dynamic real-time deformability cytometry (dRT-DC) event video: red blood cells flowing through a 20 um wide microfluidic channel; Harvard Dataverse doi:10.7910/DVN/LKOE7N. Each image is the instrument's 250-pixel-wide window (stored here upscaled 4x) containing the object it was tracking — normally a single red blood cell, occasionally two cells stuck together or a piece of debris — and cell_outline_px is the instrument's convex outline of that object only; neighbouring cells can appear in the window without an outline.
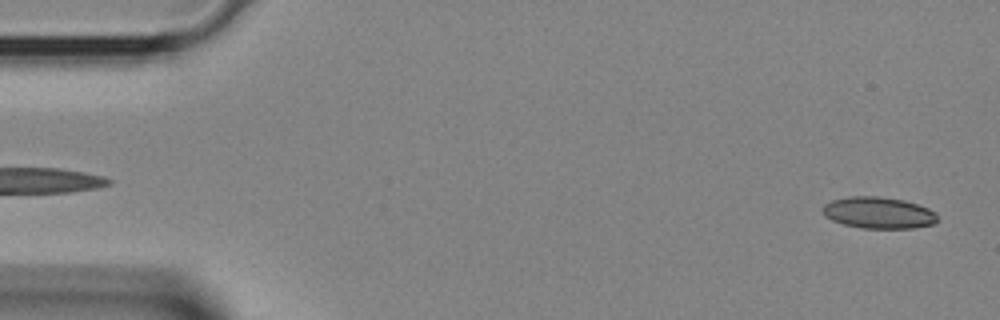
{"species": "Egyptian fruit bat (a non-hibernating species)", "species_latin": "Rousettus aegyptiacus", "temperature_condition": "room temperature", "stored_images_in_passage": 3, "camera_frame_rate_fps": 3000, "um_per_image_px": 0.085, "animal": {"sex": "female"}, "frame": {"image": 1, "passage_image": 1, "time_ms": 0.0, "image_size_px": [1000, 320], "cell_outline_px": [[936, 224], [912, 228], [860, 228], [844, 224], [832, 220], [824, 216], [824, 204], [832, 200], [848, 196], [880, 196], [904, 200], [928, 208], [936, 212]], "centroid_in_image_um": [74.68, 18.08], "position_along_channel_um": 10.3, "area_um2": 21.1}}